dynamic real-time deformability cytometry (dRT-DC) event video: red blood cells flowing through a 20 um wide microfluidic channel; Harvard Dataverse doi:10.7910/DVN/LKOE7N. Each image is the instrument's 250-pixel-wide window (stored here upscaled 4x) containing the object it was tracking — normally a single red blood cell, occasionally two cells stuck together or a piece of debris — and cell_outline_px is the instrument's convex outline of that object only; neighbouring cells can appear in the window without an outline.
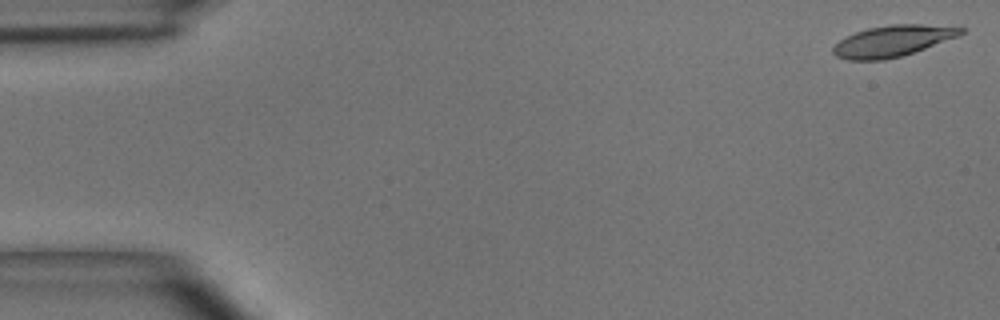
{"species": "common noctule bat (a hibernating species)", "species_latin": "Nyctalus noctula", "temperature_condition": "room temperature", "stored_images_in_passage": 4, "camera_frame_rate_fps": 3000, "um_per_image_px": 0.085, "animal": {"sex": "male", "body_mass_g": 15.6}, "frame": {"image": 1, "passage_image": 1, "time_ms": 0.0, "image_size_px": [1000, 320], "cell_outline_px": [[964, 32], [960, 36], [900, 56], [884, 60], [848, 60], [836, 56], [832, 52], [832, 48], [840, 40], [856, 32], [868, 28], [892, 24], [920, 24], [964, 28]], "centroid_in_image_um": [75.86, 3.48], "position_along_channel_um": 9.1, "area_um2": 22.89}}
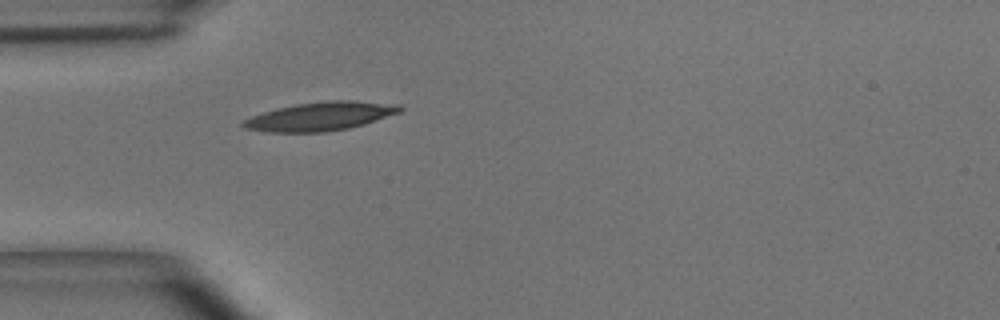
{"frame": {"image": 2, "passage_image": 4, "time_ms": 1.0, "image_size_px": [1000, 320], "cell_outline_px": [[404, 108], [400, 112], [364, 124], [348, 128], [324, 132], [268, 132], [244, 128], [240, 124], [244, 120], [252, 116], [276, 108], [296, 104], [328, 100], [352, 100], [400, 104]], "centroid_in_image_um": [27.25, 9.88], "position_along_channel_um": 57.8, "area_um2": 26.13}}